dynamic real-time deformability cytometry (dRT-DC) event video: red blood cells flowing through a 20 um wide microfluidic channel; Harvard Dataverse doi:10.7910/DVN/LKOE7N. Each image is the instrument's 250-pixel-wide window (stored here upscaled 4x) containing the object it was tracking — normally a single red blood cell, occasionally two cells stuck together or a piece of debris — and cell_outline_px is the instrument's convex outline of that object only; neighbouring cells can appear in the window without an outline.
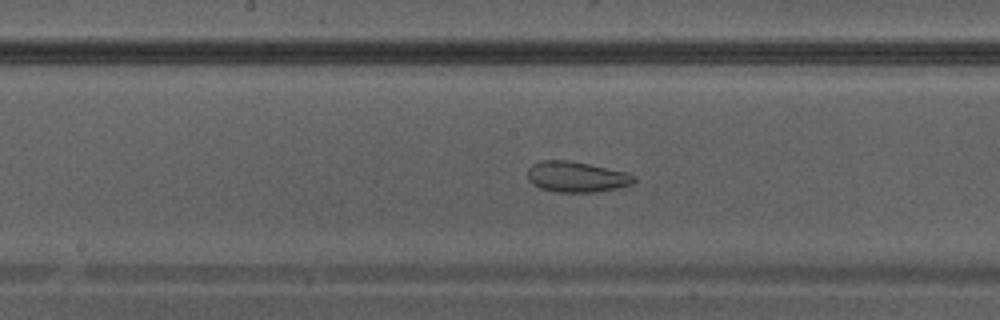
{"species": "Egyptian fruit bat (a non-hibernating species)", "species_latin": "Rousettus aegyptiacus", "temperature_condition": "warm", "stored_images_in_passage": 27, "camera_frame_rate_fps": 3000, "um_per_image_px": 0.085, "animal": {"sex": "male"}, "frame": {"image": 1, "passage_image": 8, "time_ms": 2.333, "image_size_px": [1000, 320], "cell_outline_px": [[636, 180], [632, 184], [616, 188], [592, 192], [556, 192], [540, 188], [528, 180], [528, 168], [532, 164], [544, 160], [568, 160], [628, 172], [636, 176]], "centroid_in_image_um": [49.01, 15.03], "position_along_channel_um": 199.2, "area_um2": 18.96}}
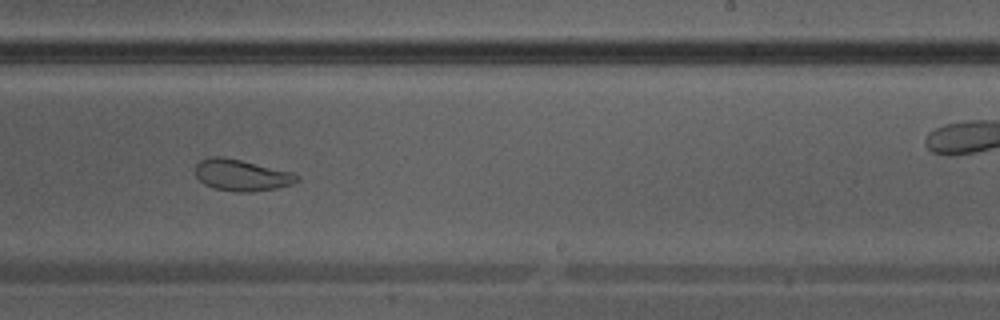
{"frame": {"image": 2, "passage_image": 12, "time_ms": 3.667, "image_size_px": [1000, 320], "cell_outline_px": [[300, 180], [292, 184], [276, 188], [252, 192], [240, 192], [212, 188], [204, 184], [196, 176], [196, 164], [200, 160], [208, 156], [224, 156], [292, 172], [300, 176]], "centroid_in_image_um": [20.53, 14.88], "position_along_channel_um": 268.5, "area_um2": 18.73}}